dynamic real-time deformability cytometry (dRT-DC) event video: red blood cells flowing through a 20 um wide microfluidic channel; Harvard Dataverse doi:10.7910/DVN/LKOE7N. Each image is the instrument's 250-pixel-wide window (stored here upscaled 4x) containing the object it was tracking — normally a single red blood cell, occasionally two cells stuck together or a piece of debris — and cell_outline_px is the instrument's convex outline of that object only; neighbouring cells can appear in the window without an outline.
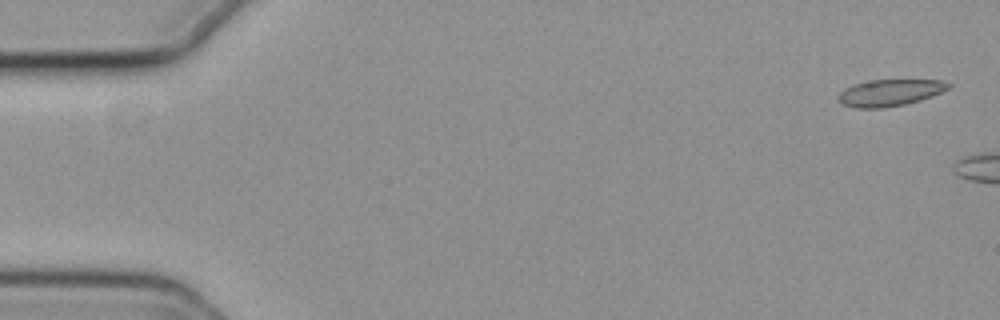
{"species": "common noctule bat (a hibernating species)", "species_latin": "Nyctalus noctula", "temperature_condition": "cold", "stored_images_in_passage": 6, "camera_frame_rate_fps": 3000, "um_per_image_px": 0.085, "animal": {"sex": "female", "body_mass_g": 19.3, "forearm_length_mm": 54.1}, "frame": {"image": 1, "passage_image": 1, "time_ms": 0.0, "image_size_px": [1000, 320], "cell_outline_px": [[952, 84], [948, 88], [940, 92], [920, 100], [904, 104], [884, 108], [856, 108], [844, 104], [836, 96], [844, 88], [856, 84], [872, 80], [944, 80]], "centroid_in_image_um": [75.63, 7.87], "position_along_channel_um": 9.4, "area_um2": 16.88}}